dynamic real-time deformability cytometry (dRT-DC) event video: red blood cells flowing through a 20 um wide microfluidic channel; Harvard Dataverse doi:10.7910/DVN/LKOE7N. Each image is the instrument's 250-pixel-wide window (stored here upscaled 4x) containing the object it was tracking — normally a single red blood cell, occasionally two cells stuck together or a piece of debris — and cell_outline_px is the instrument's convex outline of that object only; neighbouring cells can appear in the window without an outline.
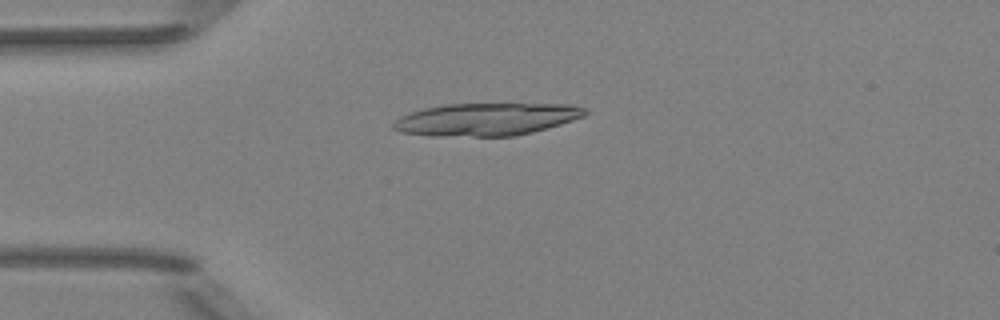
{"species": "Egyptian fruit bat (a non-hibernating species)", "species_latin": "Rousettus aegyptiacus", "temperature_condition": "room temperature", "stored_images_in_passage": 8, "camera_frame_rate_fps": 3000, "um_per_image_px": 0.085, "animal": {"sex": "female"}, "frame": {"image": 1, "passage_image": 4, "time_ms": 3.333, "image_size_px": [1000, 320], "cell_outline_px": [[588, 112], [584, 116], [548, 128], [516, 136], [428, 136], [400, 132], [392, 128], [392, 124], [400, 116], [424, 108], [444, 104], [568, 104], [588, 108]], "centroid_in_image_um": [41.33, 10.14], "position_along_channel_um": 43.7, "area_um2": 36.47}}